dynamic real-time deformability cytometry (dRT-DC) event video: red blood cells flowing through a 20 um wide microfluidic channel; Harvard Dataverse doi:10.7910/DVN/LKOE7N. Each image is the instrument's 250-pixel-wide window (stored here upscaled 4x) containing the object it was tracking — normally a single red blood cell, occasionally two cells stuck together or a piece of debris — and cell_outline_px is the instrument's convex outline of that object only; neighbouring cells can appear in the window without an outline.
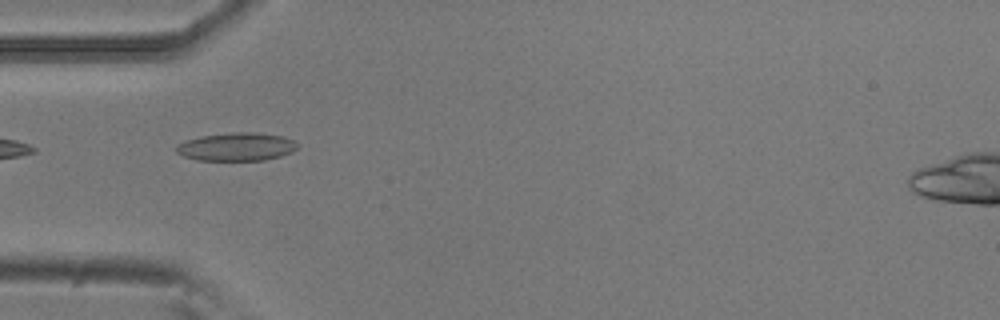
{"species": "common noctule bat (a hibernating species)", "species_latin": "Nyctalus noctula", "temperature_condition": "room temperature", "stored_images_in_passage": 6, "camera_frame_rate_fps": 3000, "um_per_image_px": 0.085, "animal": {"sex": "male", "body_mass_g": 20.5, "forearm_length_mm": 52.5}, "frame": {"image": 1, "passage_image": 4, "time_ms": 1.0, "image_size_px": [1000, 320], "cell_outline_px": [[300, 144], [292, 152], [280, 156], [264, 160], [196, 160], [184, 156], [176, 152], [176, 144], [200, 136], [232, 132], [256, 132], [280, 136], [292, 140]], "centroid_in_image_um": [20.1, 12.47], "position_along_channel_um": 64.9, "area_um2": 19.83}}
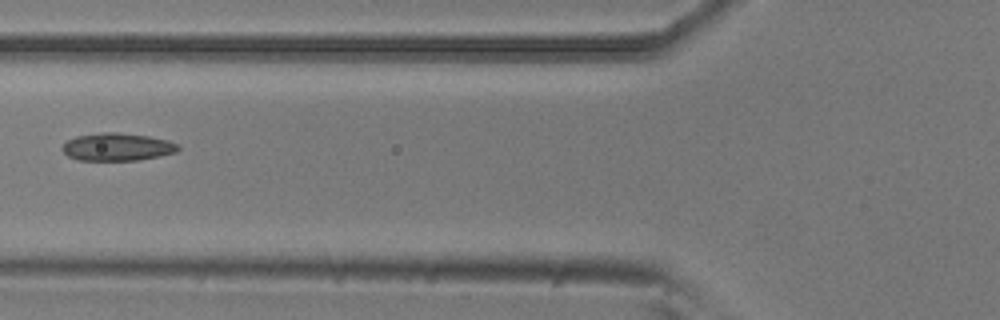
{"frame": {"image": 2, "passage_image": 5, "time_ms": 1.333, "image_size_px": [1000, 320], "cell_outline_px": [[180, 148], [176, 152], [160, 156], [136, 160], [76, 160], [68, 156], [60, 148], [68, 140], [76, 136], [100, 132], [116, 132], [148, 136], [168, 140], [180, 144]], "centroid_in_image_um": [9.97, 12.48], "position_along_channel_um": 115.8, "area_um2": 18.79}}
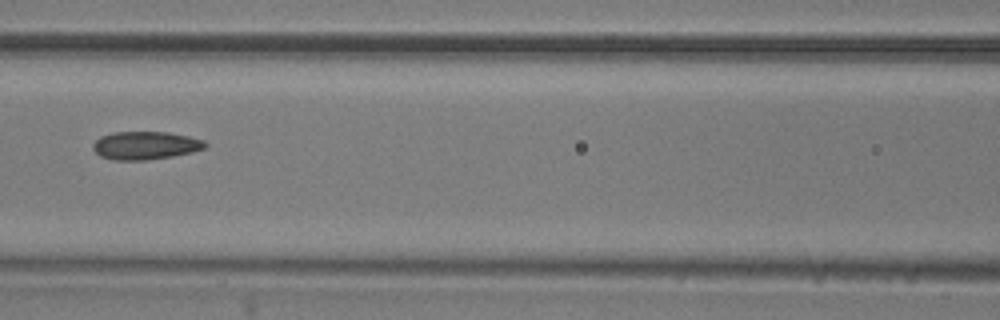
{"frame": {"image": 3, "passage_image": 6, "time_ms": 1.667, "image_size_px": [1000, 320], "cell_outline_px": [[208, 144], [204, 148], [192, 152], [172, 156], [144, 160], [112, 160], [100, 156], [92, 148], [92, 144], [100, 136], [112, 132], [168, 132], [188, 136], [204, 140]], "centroid_in_image_um": [12.33, 12.36], "position_along_channel_um": 154.3, "area_um2": 18.38}}